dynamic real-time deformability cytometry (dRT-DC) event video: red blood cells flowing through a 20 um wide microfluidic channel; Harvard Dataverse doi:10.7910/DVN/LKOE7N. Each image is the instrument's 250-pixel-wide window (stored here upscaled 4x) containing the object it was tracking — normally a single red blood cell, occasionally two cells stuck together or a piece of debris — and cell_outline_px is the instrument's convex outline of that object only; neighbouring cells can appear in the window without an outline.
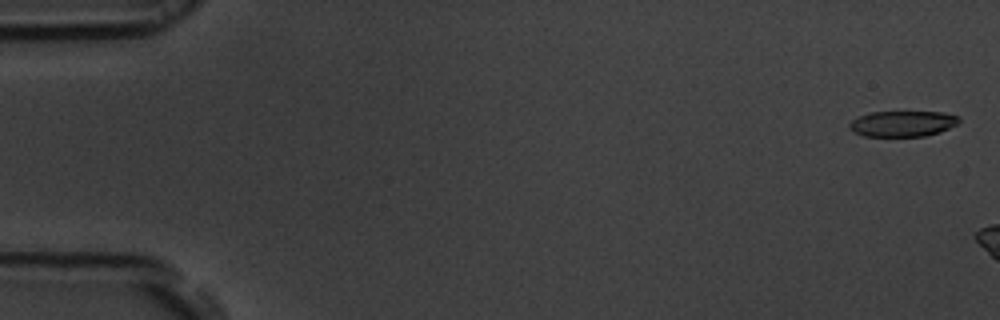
{"species": "common noctule bat (a hibernating species)", "species_latin": "Nyctalus noctula", "temperature_condition": "room temperature", "stored_images_in_passage": 8, "camera_frame_rate_fps": 3000, "um_per_image_px": 0.085, "animal": {"sex": "male", "body_mass_g": 19.5, "forearm_length_mm": 54.6}, "frame": {"image": 1, "passage_image": 2, "time_ms": 0.333, "image_size_px": [1000, 320], "cell_outline_px": [[960, 120], [956, 124], [940, 132], [924, 136], [864, 136], [848, 128], [848, 124], [852, 120], [860, 116], [872, 112], [944, 112], [956, 116]], "centroid_in_image_um": [76.7, 10.51], "position_along_channel_um": 8.3, "area_um2": 16.24}}